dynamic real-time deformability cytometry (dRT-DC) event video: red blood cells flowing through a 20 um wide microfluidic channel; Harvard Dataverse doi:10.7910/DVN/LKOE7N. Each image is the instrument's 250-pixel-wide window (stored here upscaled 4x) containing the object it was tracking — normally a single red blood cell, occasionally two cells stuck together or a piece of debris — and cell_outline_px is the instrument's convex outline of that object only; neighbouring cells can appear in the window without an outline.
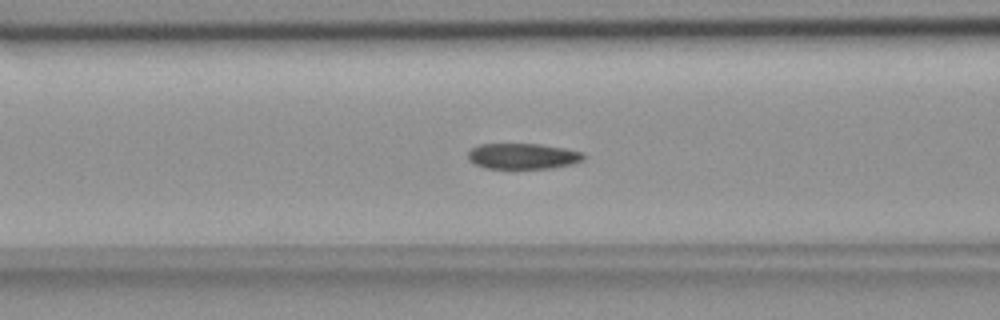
{"species": "common noctule bat (a hibernating species)", "species_latin": "Nyctalus noctula", "temperature_condition": "room temperature", "stored_images_in_passage": 56, "camera_frame_rate_fps": 3000, "um_per_image_px": 0.085, "animal": {"sex": "female", "body_mass_g": 18.4}, "frame": {"image": 1, "passage_image": 22, "time_ms": 7.0, "image_size_px": [1000, 320], "cell_outline_px": [[584, 160], [572, 164], [552, 168], [484, 168], [468, 160], [468, 152], [472, 148], [480, 144], [540, 144], [564, 148], [584, 152]], "centroid_in_image_um": [44.46, 13.27], "position_along_channel_um": 122.1, "area_um2": 17.34}}
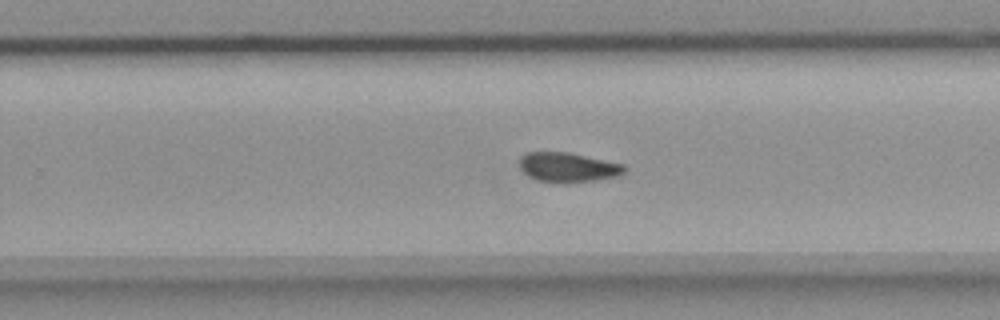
{"frame": {"image": 2, "passage_image": 35, "time_ms": 11.333, "image_size_px": [1000, 320], "cell_outline_px": [[628, 168], [620, 176], [596, 180], [568, 184], [560, 184], [536, 180], [528, 176], [520, 168], [520, 156], [528, 152], [568, 152], [624, 164]], "centroid_in_image_um": [48.29, 14.24], "position_along_channel_um": 281.5, "area_um2": 18.5}}
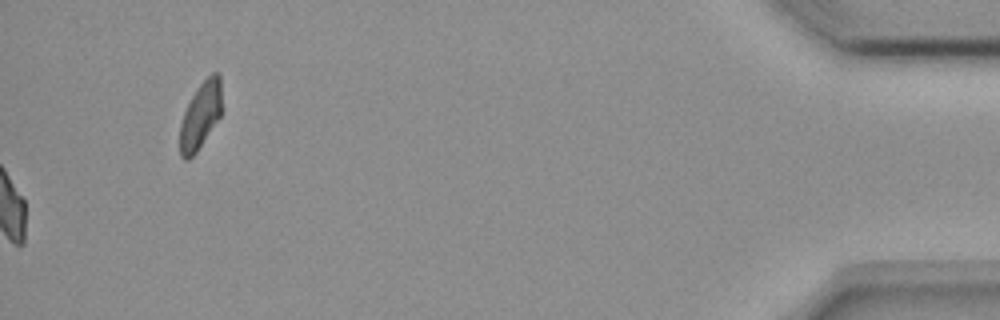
{"frame": {"image": 3, "passage_image": 56, "time_ms": 18.333, "image_size_px": [1000, 320], "cell_outline_px": [[220, 116], [196, 152], [188, 160], [184, 160], [180, 156], [180, 124], [184, 112], [196, 88], [212, 72], [216, 72], [220, 76]], "centroid_in_image_um": [17.01, 9.83], "position_along_channel_um": 418.2, "area_um2": 15.9}, "authors_computed_cell_mechanics": {"area_um2": 18.2359, "velocity_mm_per_s": 3.6912, "shape_relaxation_time_tau1_ms": null, "shape_relaxation_time_tau2_ms": 3.7009, "deformation_change_tau1": null, "deformation_change_tau2": 0.0808}}